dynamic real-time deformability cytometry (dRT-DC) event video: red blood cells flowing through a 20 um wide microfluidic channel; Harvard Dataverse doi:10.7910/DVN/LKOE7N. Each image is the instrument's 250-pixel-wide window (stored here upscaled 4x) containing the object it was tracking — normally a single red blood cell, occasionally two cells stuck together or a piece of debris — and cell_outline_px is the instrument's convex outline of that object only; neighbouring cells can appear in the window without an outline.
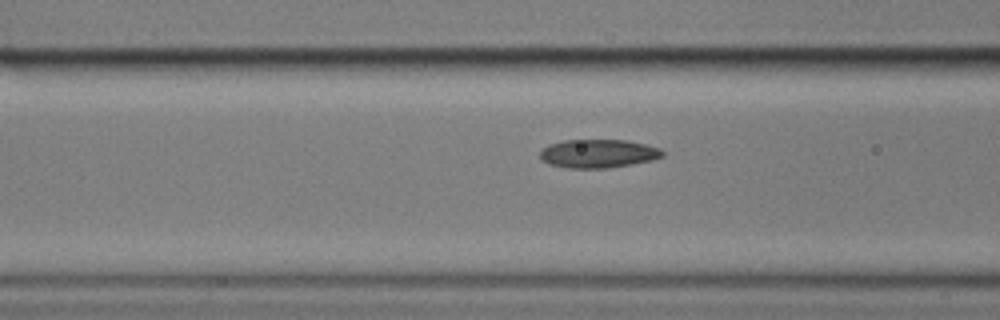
{"species": "common noctule bat (a hibernating species)", "species_latin": "Nyctalus noctula", "temperature_condition": "cold", "stored_images_in_passage": 14, "camera_frame_rate_fps": 3000, "um_per_image_px": 0.085, "animal": {"sex": "male", "body_mass_g": 17.9}, "frame": {"image": 1, "passage_image": 12, "time_ms": 3.667, "image_size_px": [1000, 320], "cell_outline_px": [[664, 156], [652, 160], [632, 164], [608, 168], [568, 168], [548, 164], [540, 160], [540, 152], [548, 144], [564, 140], [628, 140], [660, 148], [664, 152]], "centroid_in_image_um": [50.83, 13.05], "position_along_channel_um": 115.8, "area_um2": 20.46}}